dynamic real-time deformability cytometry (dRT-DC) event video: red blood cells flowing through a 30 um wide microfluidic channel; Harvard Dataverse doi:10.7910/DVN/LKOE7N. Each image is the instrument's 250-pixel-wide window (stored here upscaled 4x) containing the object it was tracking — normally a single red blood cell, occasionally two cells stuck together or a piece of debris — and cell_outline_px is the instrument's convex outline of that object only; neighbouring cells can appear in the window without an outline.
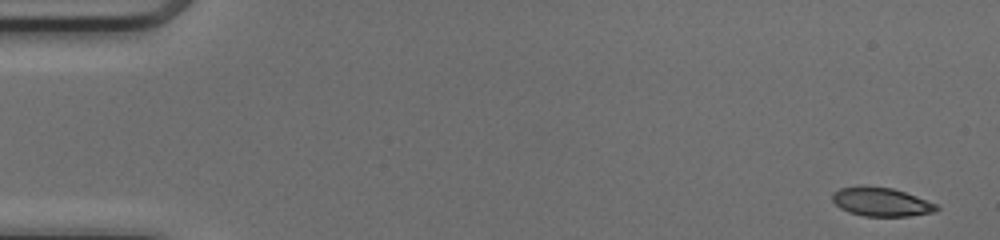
{"species": "common noctule bat (a hibernating species)", "species_latin": "Nyctalus noctula", "temperature_condition": "cold", "stored_images_in_passage": 45, "camera_frame_rate_fps": 3000, "um_per_image_px": 0.085, "animal": {"sex": "female", "body_mass_g": 17.0, "forearm_length_mm": 48.0}, "frame": {"image": 1, "passage_image": 1, "time_ms": 0.0, "image_size_px": [1000, 240], "cell_outline_px": [[940, 208], [936, 212], [908, 216], [864, 216], [848, 212], [840, 208], [832, 200], [832, 192], [840, 188], [892, 188], [916, 196], [936, 204]], "centroid_in_image_um": [74.93, 17.2], "position_along_channel_um": 10.1, "area_um2": 16.94}}
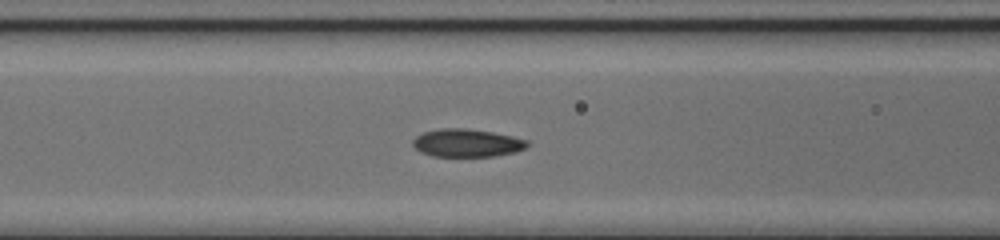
{"frame": {"image": 2, "passage_image": 20, "time_ms": 6.333, "image_size_px": [1000, 240], "cell_outline_px": [[528, 148], [512, 152], [492, 156], [432, 156], [420, 152], [412, 144], [412, 140], [416, 136], [424, 132], [444, 128], [464, 128], [492, 132], [512, 136], [528, 140]], "centroid_in_image_um": [39.68, 12.15], "position_along_channel_um": 126.9, "area_um2": 18.5}}
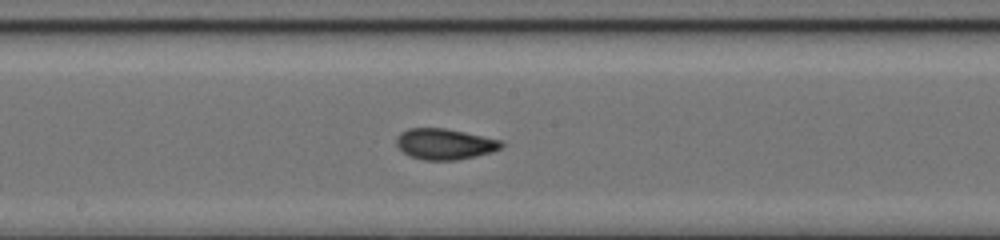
{"frame": {"image": 3, "passage_image": 26, "time_ms": 8.333, "image_size_px": [1000, 240], "cell_outline_px": [[504, 144], [500, 148], [492, 152], [476, 156], [456, 160], [424, 160], [408, 156], [396, 144], [396, 136], [400, 132], [408, 128], [444, 128], [504, 140]], "centroid_in_image_um": [37.8, 12.24], "position_along_channel_um": 210.4, "area_um2": 19.02}}